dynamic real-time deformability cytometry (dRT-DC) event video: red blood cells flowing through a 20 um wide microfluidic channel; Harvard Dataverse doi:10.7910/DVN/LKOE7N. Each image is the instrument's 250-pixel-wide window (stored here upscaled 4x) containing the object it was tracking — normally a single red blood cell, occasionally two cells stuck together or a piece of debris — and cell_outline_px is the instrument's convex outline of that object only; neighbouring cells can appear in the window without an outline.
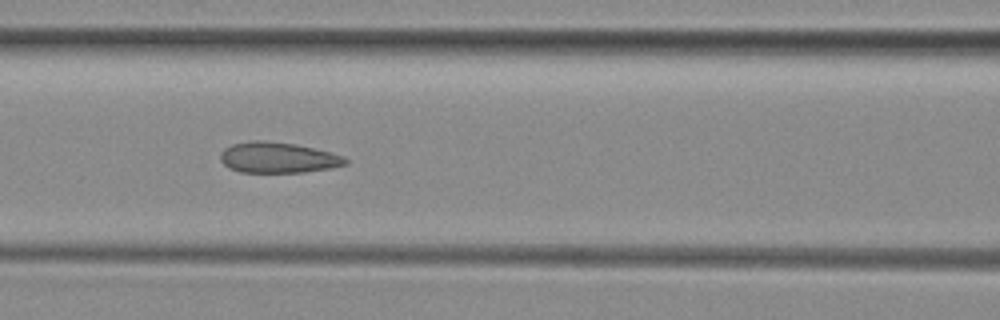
{"species": "common noctule bat (a hibernating species)", "species_latin": "Nyctalus noctula", "temperature_condition": "room temperature", "stored_images_in_passage": 29, "camera_frame_rate_fps": 3000, "um_per_image_px": 0.085, "animal": {"sex": "female", "body_mass_g": 29.2, "forearm_length_mm": 56.3}, "frame": {"image": 1, "passage_image": 9, "time_ms": 2.667, "image_size_px": [1000, 320], "cell_outline_px": [[348, 164], [332, 168], [304, 172], [240, 172], [228, 168], [220, 160], [220, 152], [224, 148], [232, 144], [252, 140], [264, 140], [296, 144], [332, 152], [344, 156], [348, 160]], "centroid_in_image_um": [23.63, 13.39], "position_along_channel_um": 143.0, "area_um2": 22.66}}
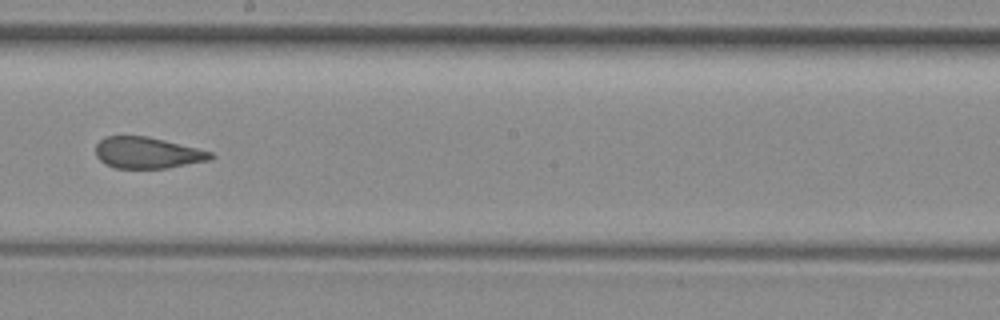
{"frame": {"image": 2, "passage_image": 16, "time_ms": 5.0, "image_size_px": [1000, 320], "cell_outline_px": [[216, 156], [212, 160], [168, 168], [116, 168], [104, 164], [96, 156], [96, 144], [100, 140], [108, 136], [148, 136], [212, 152]], "centroid_in_image_um": [12.54, 13.0], "position_along_channel_um": 235.7, "area_um2": 21.04}}
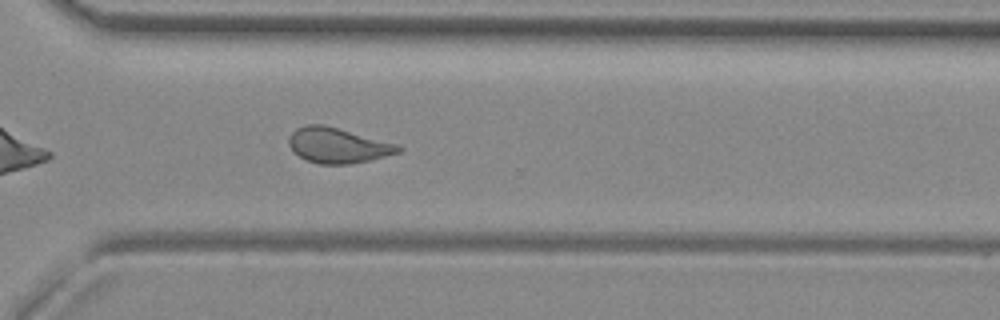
{"frame": {"image": 3, "passage_image": 24, "time_ms": 7.667, "image_size_px": [1000, 320], "cell_outline_px": [[404, 148], [400, 152], [368, 160], [348, 164], [320, 164], [304, 160], [292, 152], [288, 144], [288, 136], [296, 128], [304, 124], [324, 124], [400, 144]], "centroid_in_image_um": [28.68, 12.34], "position_along_channel_um": 341.9, "area_um2": 22.89}, "authors_computed_cell_mechanics": {"area_um2": 21.964, "velocity_mm_per_s": 3.9891, "shape_relaxation_time_tau1_ms": null, "shape_relaxation_time_tau2_ms": 1.5084, "deformation_change_tau1": null, "deformation_change_tau2": 0.0973}}